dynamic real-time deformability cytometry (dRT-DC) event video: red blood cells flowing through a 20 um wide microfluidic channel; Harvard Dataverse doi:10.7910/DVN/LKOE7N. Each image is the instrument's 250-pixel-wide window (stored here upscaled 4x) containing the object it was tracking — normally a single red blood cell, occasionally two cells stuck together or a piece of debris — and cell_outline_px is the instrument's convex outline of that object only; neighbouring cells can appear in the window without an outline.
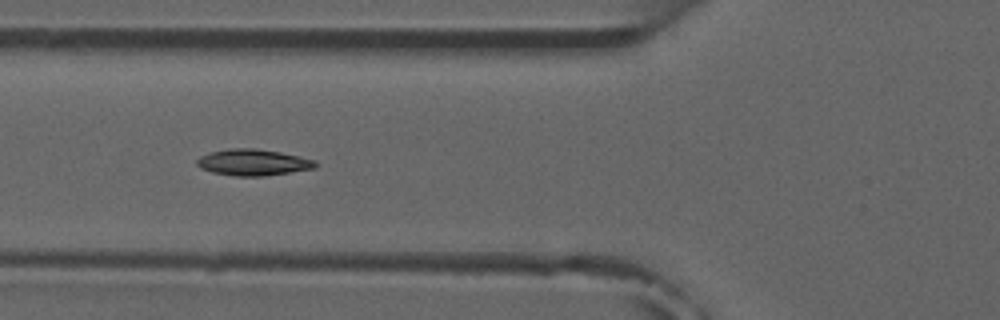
{"species": "common noctule bat (a hibernating species)", "species_latin": "Nyctalus noctula", "temperature_condition": "room temperature", "stored_images_in_passage": 8, "camera_frame_rate_fps": 3000, "um_per_image_px": 0.085, "animal": {"sex": "male", "forearm_length_mm": 52.5}, "frame": {"image": 1, "passage_image": 5, "time_ms": 5.333, "image_size_px": [1000, 320], "cell_outline_px": [[316, 168], [264, 176], [232, 176], [212, 172], [200, 168], [196, 164], [196, 160], [200, 156], [208, 152], [228, 148], [256, 148], [280, 152], [300, 156], [316, 160]], "centroid_in_image_um": [21.48, 13.79], "position_along_channel_um": 104.3, "area_um2": 18.38}}
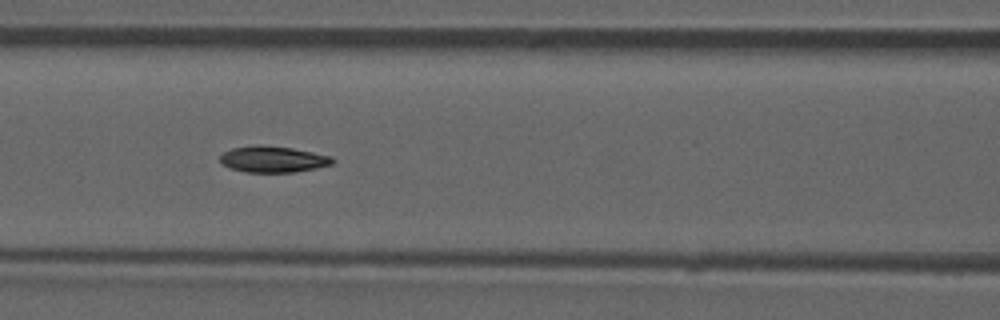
{"frame": {"image": 2, "passage_image": 6, "time_ms": 6.333, "image_size_px": [1000, 320], "cell_outline_px": [[336, 160], [332, 164], [316, 168], [296, 172], [244, 172], [228, 168], [220, 164], [220, 156], [224, 152], [232, 148], [292, 148], [332, 156]], "centroid_in_image_um": [23.24, 13.59], "position_along_channel_um": 143.4, "area_um2": 16.53}}